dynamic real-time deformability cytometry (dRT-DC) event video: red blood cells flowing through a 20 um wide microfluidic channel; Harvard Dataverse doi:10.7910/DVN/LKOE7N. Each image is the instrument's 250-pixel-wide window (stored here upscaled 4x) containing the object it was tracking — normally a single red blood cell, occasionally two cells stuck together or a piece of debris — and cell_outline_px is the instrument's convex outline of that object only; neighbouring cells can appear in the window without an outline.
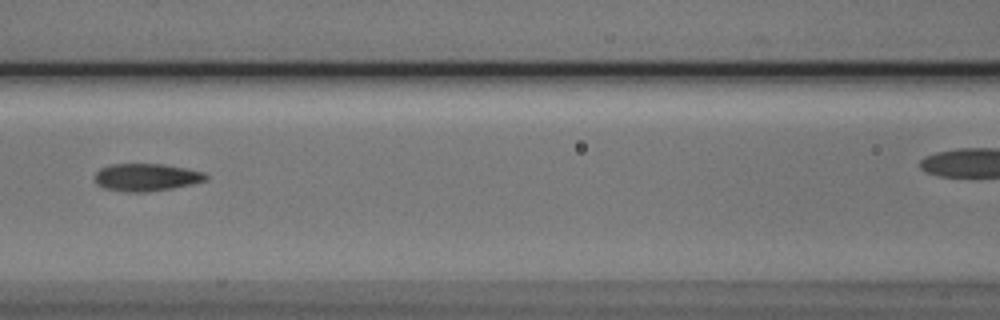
{"species": "Egyptian fruit bat (a non-hibernating species)", "species_latin": "Rousettus aegyptiacus", "temperature_condition": "cold", "stored_images_in_passage": 6, "segment_of_instrument_passage": [1, 2], "camera_frame_rate_fps": 3000, "um_per_image_px": 0.085, "animal": {"sex": "male"}, "frame": {"image": 1, "passage_image": 5, "time_ms": 4.333, "image_size_px": [1000, 320], "cell_outline_px": [[208, 180], [192, 184], [172, 188], [148, 192], [128, 192], [104, 188], [96, 184], [96, 172], [100, 168], [112, 164], [164, 164], [204, 172], [208, 176]], "centroid_in_image_um": [12.45, 15.07], "position_along_channel_um": 154.1, "area_um2": 17.8}}